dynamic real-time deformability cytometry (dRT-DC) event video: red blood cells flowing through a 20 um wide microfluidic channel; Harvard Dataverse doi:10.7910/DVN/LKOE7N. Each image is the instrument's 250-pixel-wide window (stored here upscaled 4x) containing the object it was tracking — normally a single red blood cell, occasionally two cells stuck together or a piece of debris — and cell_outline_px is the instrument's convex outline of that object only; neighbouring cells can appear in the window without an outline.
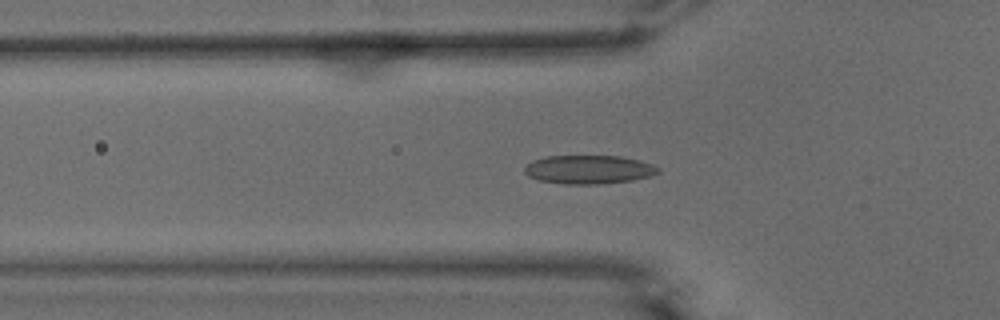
{"species": "common noctule bat (a hibernating species)", "species_latin": "Nyctalus noctula", "temperature_condition": "warm", "stored_images_in_passage": 51, "camera_frame_rate_fps": 3000, "um_per_image_px": 0.085, "animal": {"sex": "male", "body_mass_g": 15.6}, "frame": {"image": 1, "passage_image": 15, "time_ms": 4.667, "image_size_px": [1000, 320], "cell_outline_px": [[660, 172], [648, 176], [632, 180], [596, 184], [564, 184], [540, 180], [528, 176], [524, 172], [524, 168], [532, 160], [548, 156], [620, 156], [640, 160], [652, 164], [660, 168]], "centroid_in_image_um": [50.04, 14.4], "position_along_channel_um": 75.8, "area_um2": 22.2}}
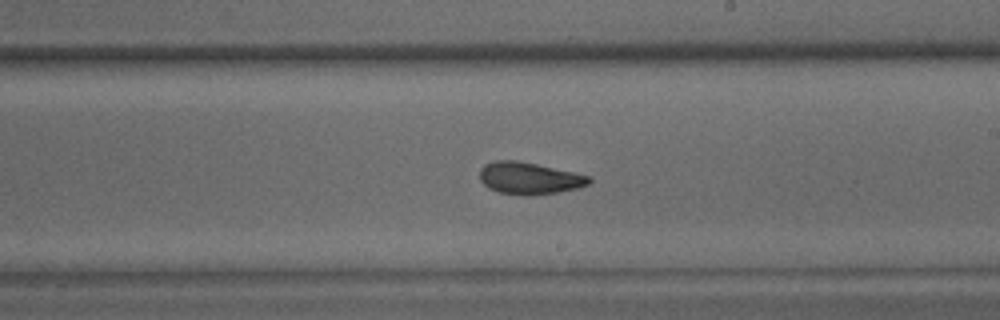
{"frame": {"image": 2, "passage_image": 28, "time_ms": 9.0, "image_size_px": [1000, 320], "cell_outline_px": [[592, 180], [588, 184], [580, 188], [556, 192], [528, 196], [500, 192], [488, 188], [480, 180], [480, 168], [484, 164], [496, 160], [516, 160], [536, 164], [592, 176]], "centroid_in_image_um": [44.99, 15.15], "position_along_channel_um": 244.0, "area_um2": 20.4}}
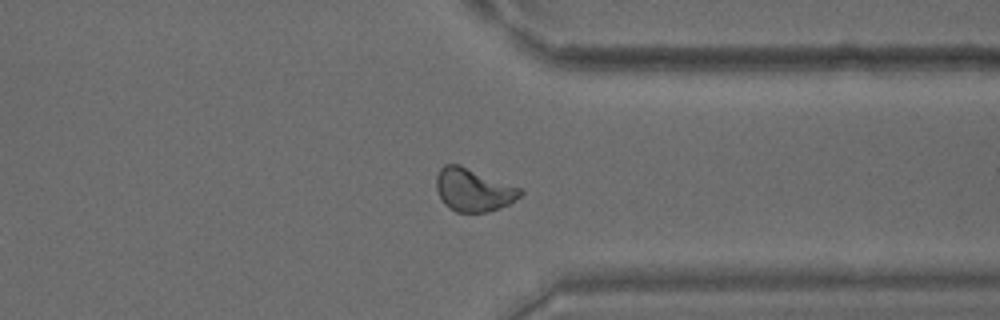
{"frame": {"image": 3, "passage_image": 38, "time_ms": 12.333, "image_size_px": [1000, 320], "cell_outline_px": [[524, 192], [520, 196], [508, 204], [500, 208], [484, 212], [456, 212], [444, 204], [436, 188], [436, 176], [440, 168], [444, 164], [460, 164], [520, 188]], "centroid_in_image_um": [40.21, 16.13], "position_along_channel_um": 371.2, "area_um2": 20.87}, "authors_computed_cell_mechanics": {"area_um2": 20.7502, "velocity_mm_per_s": 3.8625, "shape_relaxation_time_tau1_ms": 9.2761, "shape_relaxation_time_tau2_ms": 2.055, "deformation_change_tau1": 0.1967, "deformation_change_tau2": 0.0786}}